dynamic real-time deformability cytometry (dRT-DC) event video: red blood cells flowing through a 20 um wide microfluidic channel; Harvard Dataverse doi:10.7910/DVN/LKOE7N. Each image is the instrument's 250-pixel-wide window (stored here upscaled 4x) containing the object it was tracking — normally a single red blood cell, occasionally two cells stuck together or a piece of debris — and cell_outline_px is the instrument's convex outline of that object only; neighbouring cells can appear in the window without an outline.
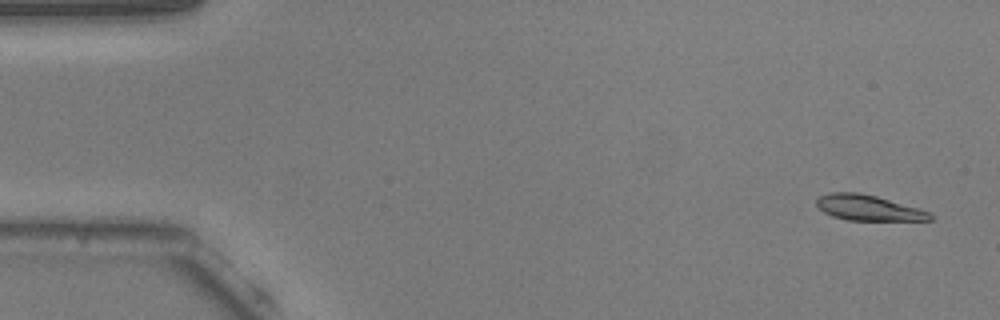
{"species": "common noctule bat (a hibernating species)", "species_latin": "Nyctalus noctula", "temperature_condition": "warm", "stored_images_in_passage": 50, "camera_frame_rate_fps": 3000, "um_per_image_px": 0.085, "animal": {"sex": "male", "body_mass_g": 20.5, "forearm_length_mm": 52.5}, "frame": {"image": 1, "passage_image": 3, "time_ms": 0.667, "image_size_px": [1000, 320], "cell_outline_px": [[932, 220], [848, 220], [832, 216], [824, 212], [816, 204], [816, 200], [820, 196], [828, 192], [860, 192], [876, 196], [932, 212]], "centroid_in_image_um": [73.8, 17.66], "position_along_channel_um": 11.2, "area_um2": 16.82}}
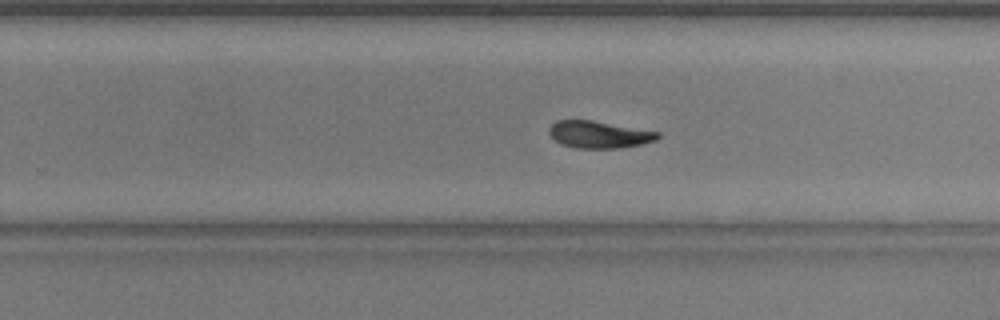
{"frame": {"image": 2, "passage_image": 34, "time_ms": 11.0, "image_size_px": [1000, 320], "cell_outline_px": [[660, 136], [656, 140], [644, 144], [620, 148], [576, 148], [560, 144], [548, 132], [548, 128], [556, 120], [592, 120], [660, 132]], "centroid_in_image_um": [50.93, 11.44], "position_along_channel_um": 278.9, "area_um2": 17.22}}
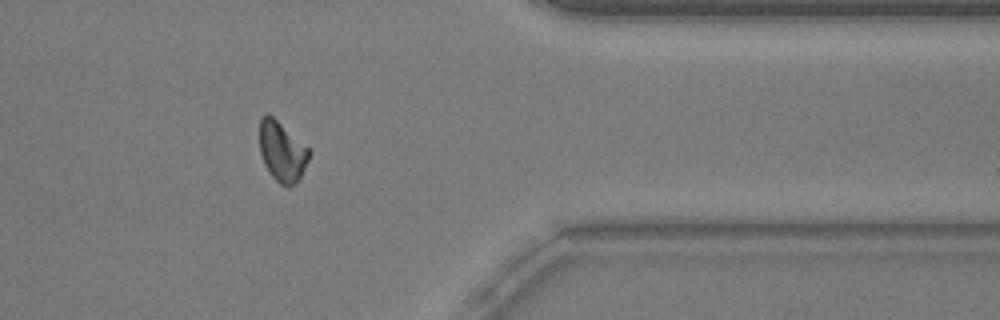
{"frame": {"image": 3, "passage_image": 44, "time_ms": 14.333, "image_size_px": [1000, 320], "cell_outline_px": [[312, 152], [300, 180], [296, 184], [288, 188], [280, 184], [272, 176], [264, 164], [260, 152], [260, 120], [264, 116], [272, 116], [308, 148]], "centroid_in_image_um": [24.0, 12.96], "position_along_channel_um": 387.4, "area_um2": 17.17}, "authors_computed_cell_mechanics": {"area_um2": 17.7735, "velocity_mm_per_s": 3.7831, "shape_relaxation_time_tau1_ms": 2.6575, "shape_relaxation_time_tau2_ms": 2.2391, "deformation_change_tau1": 0.1536, "deformation_change_tau2": 0.0918}}